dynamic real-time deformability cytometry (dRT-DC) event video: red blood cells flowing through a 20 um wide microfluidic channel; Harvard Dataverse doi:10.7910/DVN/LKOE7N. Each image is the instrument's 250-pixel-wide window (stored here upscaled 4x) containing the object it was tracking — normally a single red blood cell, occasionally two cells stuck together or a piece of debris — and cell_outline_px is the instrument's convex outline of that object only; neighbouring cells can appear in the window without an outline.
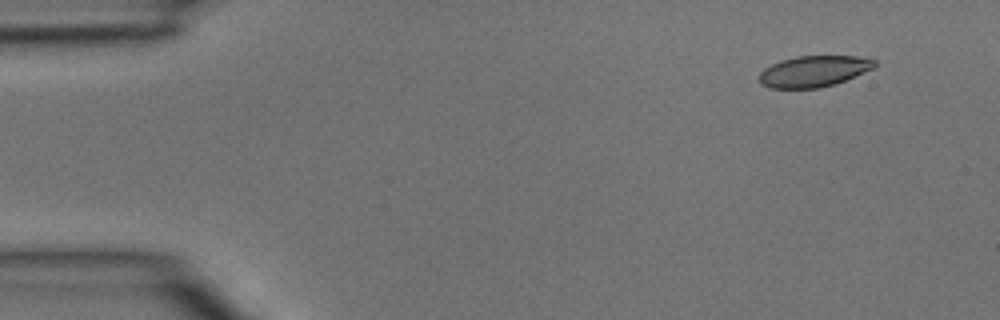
{"species": "common noctule bat (a hibernating species)", "species_latin": "Nyctalus noctula", "temperature_condition": "room temperature", "stored_images_in_passage": 4, "camera_frame_rate_fps": 3000, "um_per_image_px": 0.085, "animal": {"sex": "male", "body_mass_g": 15.6}, "frame": {"image": 1, "passage_image": 1, "time_ms": 0.0, "image_size_px": [1000, 320], "cell_outline_px": [[876, 68], [844, 80], [820, 88], [768, 88], [760, 84], [760, 72], [764, 68], [780, 60], [796, 56], [856, 56], [876, 60]], "centroid_in_image_um": [69.16, 6.05], "position_along_channel_um": 15.8, "area_um2": 20.92}}
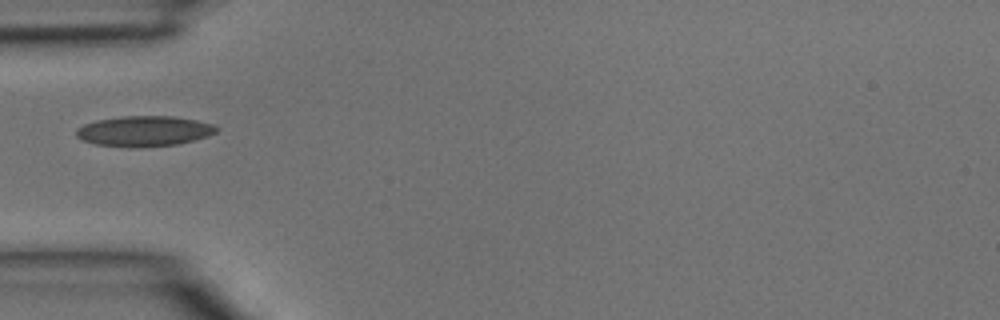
{"frame": {"image": 2, "passage_image": 4, "time_ms": 1.0, "image_size_px": [1000, 320], "cell_outline_px": [[220, 128], [216, 132], [208, 136], [180, 144], [136, 148], [132, 148], [96, 144], [84, 140], [76, 136], [76, 128], [84, 124], [96, 120], [120, 116], [172, 116], [196, 120], [212, 124]], "centroid_in_image_um": [12.26, 11.15], "position_along_channel_um": 72.7, "area_um2": 25.03}}